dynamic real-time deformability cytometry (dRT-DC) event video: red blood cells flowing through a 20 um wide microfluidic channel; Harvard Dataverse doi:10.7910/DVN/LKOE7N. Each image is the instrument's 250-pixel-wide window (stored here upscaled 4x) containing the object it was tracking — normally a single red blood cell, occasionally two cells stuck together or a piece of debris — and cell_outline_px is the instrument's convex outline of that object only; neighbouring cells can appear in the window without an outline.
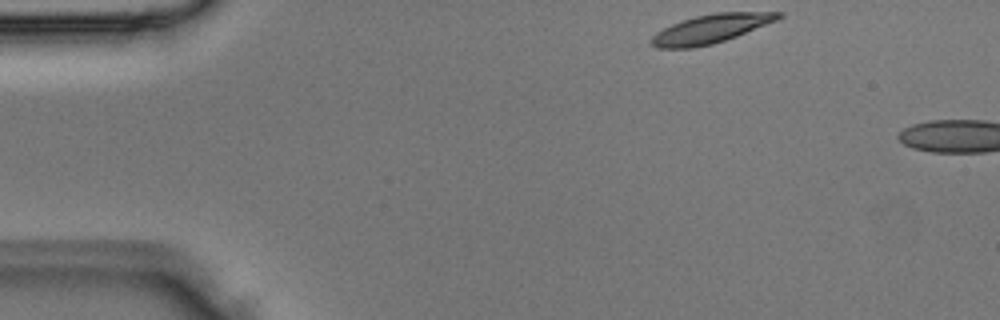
{"species": "Egyptian fruit bat (a non-hibernating species)", "species_latin": "Rousettus aegyptiacus", "temperature_condition": "room temperature", "stored_images_in_passage": 2, "segment_of_instrument_passage": [2, 2], "camera_frame_rate_fps": 3000, "um_per_image_px": 0.085, "animal": {"sex": "male"}, "frame": {"image": 1, "passage_image": 2, "time_ms": 0.333, "image_size_px": [1000, 320], "cell_outline_px": [[784, 16], [776, 20], [736, 36], [712, 44], [692, 48], [656, 48], [648, 44], [648, 40], [656, 32], [672, 24], [696, 16], [716, 12], [784, 12]], "centroid_in_image_um": [60.36, 2.45], "position_along_channel_um": 24.6, "area_um2": 21.15}}